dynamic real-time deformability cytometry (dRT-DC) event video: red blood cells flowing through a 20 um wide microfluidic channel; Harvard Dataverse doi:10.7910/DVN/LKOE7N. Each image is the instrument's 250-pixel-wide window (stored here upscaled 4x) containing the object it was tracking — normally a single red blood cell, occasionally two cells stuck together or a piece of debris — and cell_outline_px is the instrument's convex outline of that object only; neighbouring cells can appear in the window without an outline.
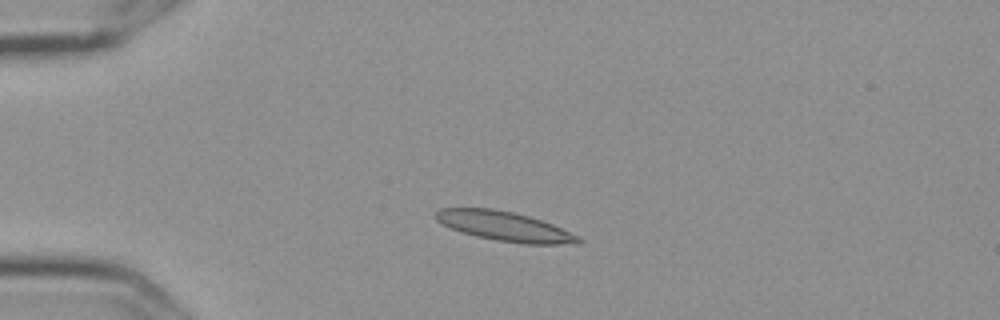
{"species": "Egyptian fruit bat (a non-hibernating species)", "species_latin": "Rousettus aegyptiacus", "temperature_condition": "cold", "stored_images_in_passage": 3, "camera_frame_rate_fps": 3000, "um_per_image_px": 0.085, "frame": {"image": 1, "passage_image": 2, "time_ms": 0.333, "image_size_px": [1000, 320], "cell_outline_px": [[584, 240], [580, 244], [524, 244], [496, 240], [476, 236], [452, 228], [436, 220], [436, 212], [440, 208], [492, 208], [512, 212], [528, 216], [552, 224], [580, 236]], "centroid_in_image_um": [42.96, 19.24], "position_along_channel_um": 42.0, "area_um2": 24.33}}